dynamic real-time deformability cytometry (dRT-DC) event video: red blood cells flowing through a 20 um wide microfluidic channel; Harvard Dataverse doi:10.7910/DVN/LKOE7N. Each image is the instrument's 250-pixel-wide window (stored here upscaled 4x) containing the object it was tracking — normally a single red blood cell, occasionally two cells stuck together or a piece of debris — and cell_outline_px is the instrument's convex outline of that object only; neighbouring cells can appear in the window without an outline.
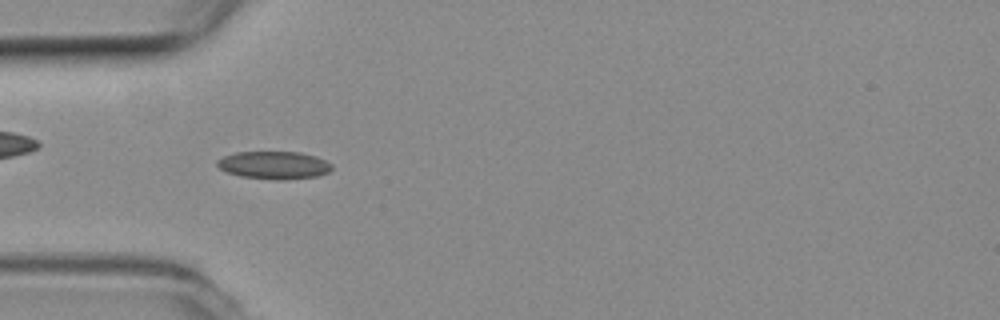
{"species": "common noctule bat (a hibernating species)", "species_latin": "Nyctalus noctula", "temperature_condition": "room temperature", "stored_images_in_passage": 15, "camera_frame_rate_fps": 3000, "um_per_image_px": 0.085, "animal": {"sex": "female", "body_mass_g": 19.3, "forearm_length_mm": 54.1}, "frame": {"image": 1, "passage_image": 3, "time_ms": 0.667, "image_size_px": [1000, 320], "cell_outline_px": [[332, 168], [328, 172], [316, 176], [284, 180], [276, 180], [240, 176], [224, 172], [216, 164], [216, 160], [224, 156], [236, 152], [300, 152], [316, 156], [332, 164]], "centroid_in_image_um": [23.26, 14.04], "position_along_channel_um": 61.7, "area_um2": 18.61}}